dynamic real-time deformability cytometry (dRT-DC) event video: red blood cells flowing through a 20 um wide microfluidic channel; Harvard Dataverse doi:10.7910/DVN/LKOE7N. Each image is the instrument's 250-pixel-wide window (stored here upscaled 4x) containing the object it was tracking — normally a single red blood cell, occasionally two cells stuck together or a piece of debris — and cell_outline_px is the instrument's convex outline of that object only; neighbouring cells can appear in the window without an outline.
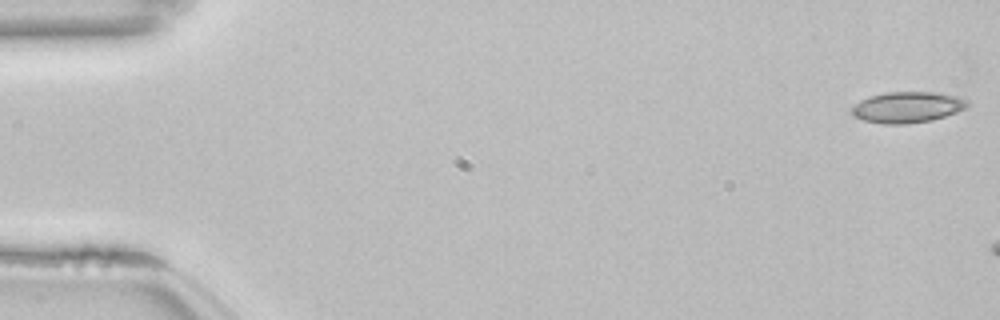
{"species": "common noctule bat (a hibernating species)", "species_latin": "Nyctalus noctula", "temperature_condition": "room temperature", "stored_images_in_passage": 8, "camera_frame_rate_fps": 3000, "um_per_image_px": 0.085, "animal": {"sex": "female", "body_mass_g": 22.7, "forearm_length_mm": 54.2}, "frame": {"image": 1, "passage_image": 1, "time_ms": 0.0, "image_size_px": [1000, 320], "cell_outline_px": [[968, 108], [932, 120], [904, 124], [884, 124], [864, 120], [852, 116], [848, 112], [848, 108], [852, 104], [868, 96], [884, 92], [936, 92], [960, 96], [968, 100]], "centroid_in_image_um": [77.07, 9.1], "position_along_channel_um": 7.9, "area_um2": 21.39}}